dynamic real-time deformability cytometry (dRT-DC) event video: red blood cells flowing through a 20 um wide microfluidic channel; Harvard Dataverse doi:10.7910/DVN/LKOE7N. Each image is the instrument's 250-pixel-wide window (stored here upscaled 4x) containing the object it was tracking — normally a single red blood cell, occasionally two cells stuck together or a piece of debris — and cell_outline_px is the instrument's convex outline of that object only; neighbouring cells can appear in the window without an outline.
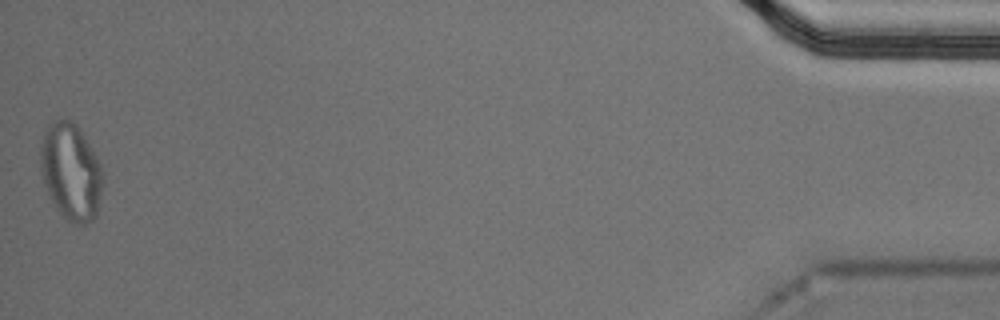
{"species": "Egyptian fruit bat (a non-hibernating species)", "species_latin": "Rousettus aegyptiacus", "temperature_condition": "cold", "stored_images_in_passage": 44, "segment_of_instrument_passage": [2, 2], "camera_frame_rate_fps": 3000, "um_per_image_px": 0.085, "animal": {"sex": "male"}, "frame": {"image": 1, "passage_image": 44, "time_ms": 14.333, "image_size_px": [1000, 320], "cell_outline_px": [[104, 180], [96, 216], [92, 220], [84, 224], [76, 224], [68, 220], [56, 208], [44, 184], [40, 172], [40, 144], [44, 132], [48, 124], [56, 120], [72, 120], [80, 128], [96, 156], [104, 172]], "centroid_in_image_um": [6.03, 14.58], "position_along_channel_um": 429.2, "area_um2": 35.37}}